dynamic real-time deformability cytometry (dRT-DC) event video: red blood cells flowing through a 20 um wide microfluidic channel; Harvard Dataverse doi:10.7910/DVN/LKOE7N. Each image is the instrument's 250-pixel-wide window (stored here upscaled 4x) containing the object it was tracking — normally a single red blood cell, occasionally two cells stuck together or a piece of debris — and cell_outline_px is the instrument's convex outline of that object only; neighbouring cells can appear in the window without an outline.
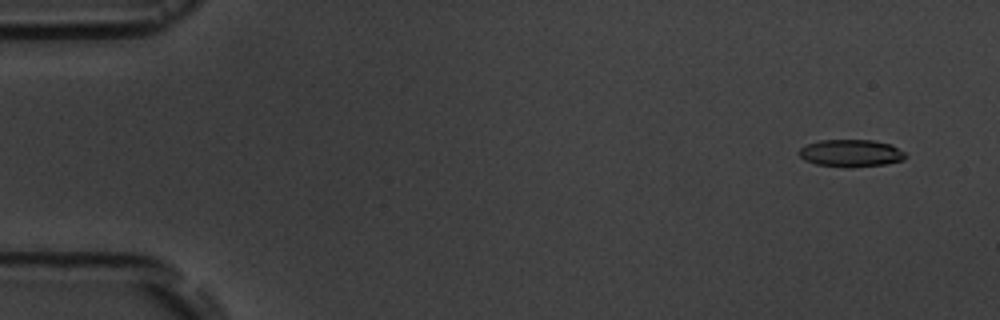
{"species": "common noctule bat (a hibernating species)", "species_latin": "Nyctalus noctula", "temperature_condition": "room temperature", "stored_images_in_passage": 5, "camera_frame_rate_fps": 3000, "um_per_image_px": 0.085, "animal": {"sex": "male", "body_mass_g": 19.5, "forearm_length_mm": 54.6}, "frame": {"image": 1, "passage_image": 1, "time_ms": 0.0, "image_size_px": [1000, 320], "cell_outline_px": [[908, 156], [904, 160], [884, 164], [852, 168], [844, 168], [816, 164], [804, 160], [800, 156], [800, 148], [808, 144], [820, 140], [872, 140], [892, 144], [904, 152]], "centroid_in_image_um": [72.36, 13.03], "position_along_channel_um": 12.6, "area_um2": 17.11}}
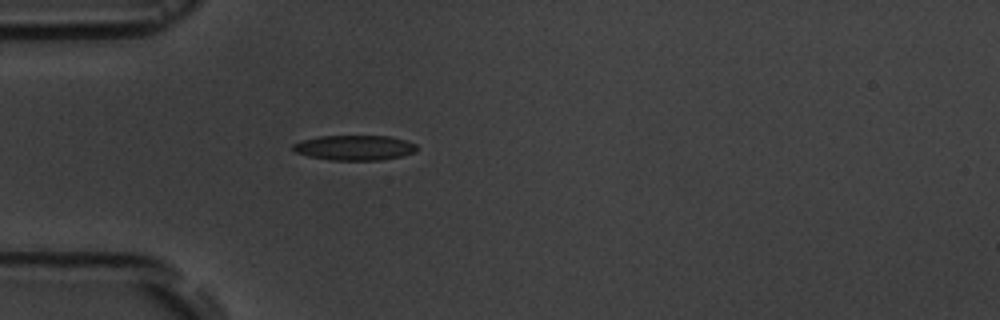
{"frame": {"image": 2, "passage_image": 5, "time_ms": 4.333, "image_size_px": [1000, 320], "cell_outline_px": [[416, 152], [404, 156], [380, 160], [328, 160], [308, 156], [296, 152], [292, 148], [292, 144], [300, 140], [320, 136], [388, 136], [408, 140], [416, 144]], "centroid_in_image_um": [30.15, 12.55], "position_along_channel_um": 54.9, "area_um2": 18.26}}